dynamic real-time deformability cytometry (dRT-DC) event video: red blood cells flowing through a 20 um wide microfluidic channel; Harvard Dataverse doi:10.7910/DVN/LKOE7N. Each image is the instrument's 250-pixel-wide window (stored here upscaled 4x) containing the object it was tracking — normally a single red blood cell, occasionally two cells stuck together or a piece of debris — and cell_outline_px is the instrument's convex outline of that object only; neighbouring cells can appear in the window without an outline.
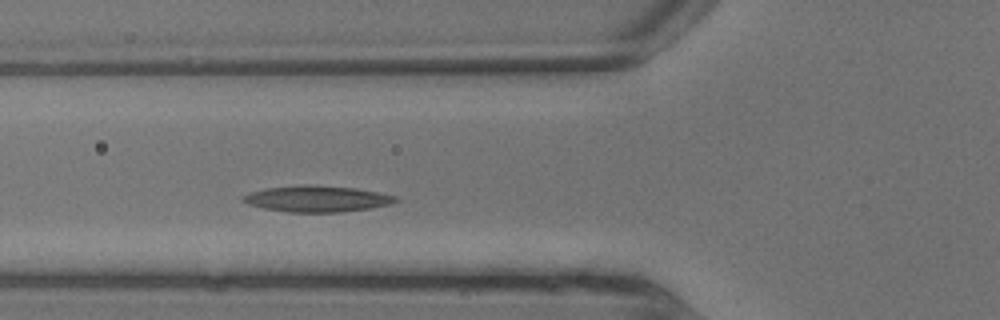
{"species": "common noctule bat (a hibernating species)", "species_latin": "Nyctalus noctula", "temperature_condition": "warm", "stored_images_in_passage": 4, "camera_frame_rate_fps": 3000, "um_per_image_px": 0.085, "animal": {"sex": "male", "body_mass_g": 13.3}, "frame": {"image": 1, "passage_image": 4, "time_ms": 1.0, "image_size_px": [1000, 320], "cell_outline_px": [[392, 200], [380, 204], [360, 208], [328, 212], [300, 212], [272, 208], [256, 204], [244, 200], [248, 196], [256, 192], [272, 188], [348, 188], [372, 192], [392, 196]], "centroid_in_image_um": [26.93, 16.93], "position_along_channel_um": 98.9, "area_um2": 19.42}}